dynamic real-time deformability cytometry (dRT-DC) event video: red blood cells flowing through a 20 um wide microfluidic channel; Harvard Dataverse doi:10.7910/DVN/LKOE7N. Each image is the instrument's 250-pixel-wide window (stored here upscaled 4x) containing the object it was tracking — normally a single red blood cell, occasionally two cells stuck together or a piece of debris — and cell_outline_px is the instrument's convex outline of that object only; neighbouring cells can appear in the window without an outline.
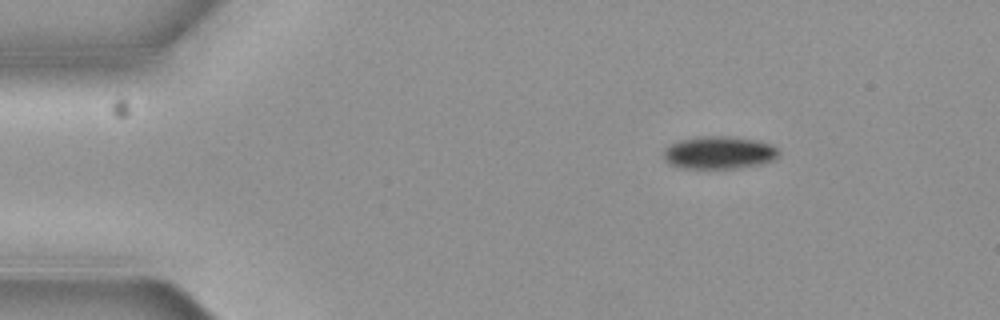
{"species": "common noctule bat (a hibernating species)", "species_latin": "Nyctalus noctula", "temperature_condition": "cold", "stored_images_in_passage": 8, "camera_frame_rate_fps": 3000, "um_per_image_px": 0.085, "animal": {"sex": "female", "body_mass_g": 19.3, "forearm_length_mm": 54.1}, "frame": {"image": 1, "passage_image": 1, "time_ms": 0.0, "image_size_px": [1000, 320], "cell_outline_px": [[780, 156], [772, 160], [760, 164], [736, 168], [680, 168], [668, 164], [664, 160], [664, 152], [672, 144], [680, 140], [700, 136], [720, 136], [752, 140], [772, 144], [780, 152]], "centroid_in_image_um": [61.12, 12.99], "position_along_channel_um": 23.9, "area_um2": 21.68}}
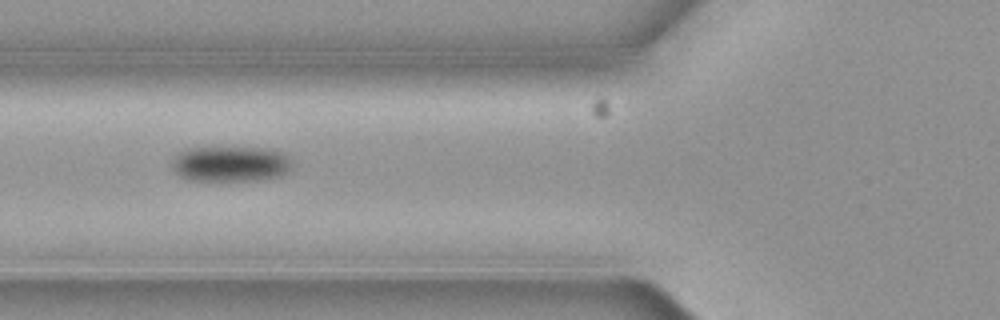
{"frame": {"image": 2, "passage_image": 4, "time_ms": 1.0, "image_size_px": [1000, 320], "cell_outline_px": [[292, 168], [288, 172], [280, 176], [252, 180], [188, 180], [180, 176], [172, 168], [172, 160], [180, 152], [188, 148], [272, 148], [288, 156], [292, 164]], "centroid_in_image_um": [19.62, 13.93], "position_along_channel_um": 106.2, "area_um2": 24.74}}
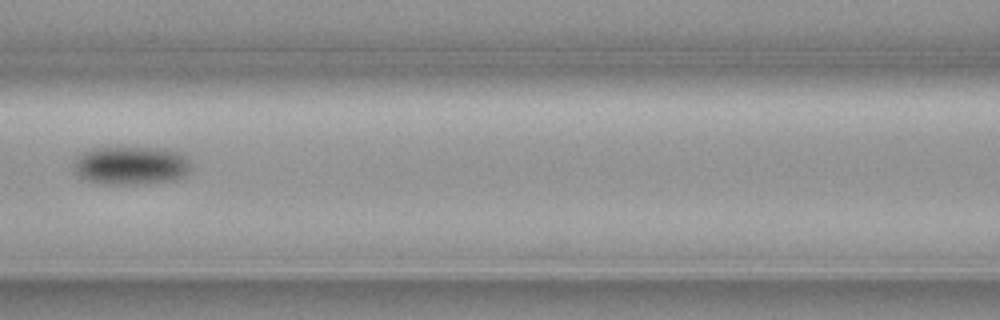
{"frame": {"image": 3, "passage_image": 5, "time_ms": 1.333, "image_size_px": [1000, 320], "cell_outline_px": [[192, 168], [188, 172], [176, 180], [136, 184], [104, 184], [88, 180], [80, 176], [76, 172], [76, 160], [80, 152], [92, 148], [120, 144], [164, 148], [180, 152], [192, 164]], "centroid_in_image_um": [11.16, 14.0], "position_along_channel_um": 155.4, "area_um2": 27.17}}